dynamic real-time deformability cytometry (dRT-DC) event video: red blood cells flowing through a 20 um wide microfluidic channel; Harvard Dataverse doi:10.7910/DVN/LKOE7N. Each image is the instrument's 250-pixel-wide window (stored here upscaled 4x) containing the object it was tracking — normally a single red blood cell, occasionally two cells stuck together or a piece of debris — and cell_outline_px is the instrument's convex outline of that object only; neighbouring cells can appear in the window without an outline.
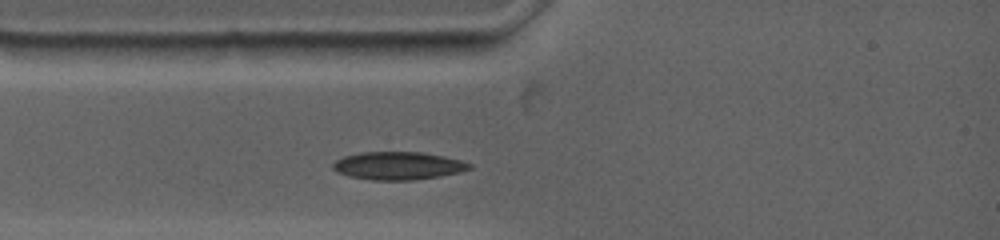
{"species": "common noctule bat (a hibernating species)", "species_latin": "Nyctalus noctula", "temperature_condition": "warm", "stored_images_in_passage": 41, "camera_frame_rate_fps": 4500, "um_per_image_px": 0.085, "animal": {"sex": "female", "body_mass_g": 19.0, "forearm_length_mm": 53.3}, "frame": {"image": 1, "passage_image": 1, "time_ms": 0.0, "image_size_px": [1000, 240], "cell_outline_px": [[472, 168], [460, 172], [440, 176], [412, 180], [372, 180], [348, 176], [336, 172], [332, 168], [332, 164], [336, 160], [344, 156], [360, 152], [420, 152], [444, 156], [460, 160], [472, 164]], "centroid_in_image_um": [33.82, 14.09], "position_along_channel_um": 51.2, "area_um2": 22.25}}
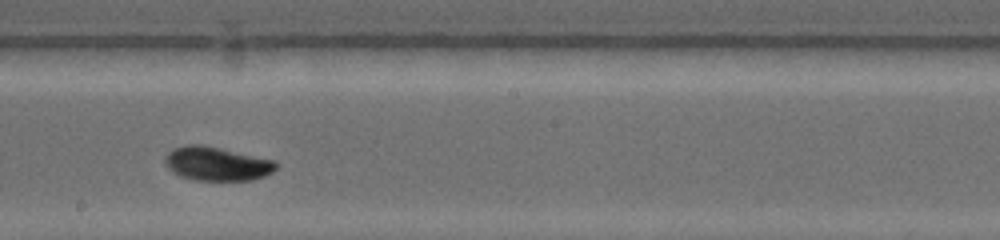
{"frame": {"image": 2, "passage_image": 18, "time_ms": 4.889, "image_size_px": [1000, 240], "cell_outline_px": [[280, 164], [272, 172], [264, 176], [252, 180], [196, 180], [180, 176], [172, 172], [164, 164], [164, 156], [172, 148], [184, 144], [204, 144], [276, 160]], "centroid_in_image_um": [18.42, 13.9], "position_along_channel_um": 229.8, "area_um2": 22.37}}
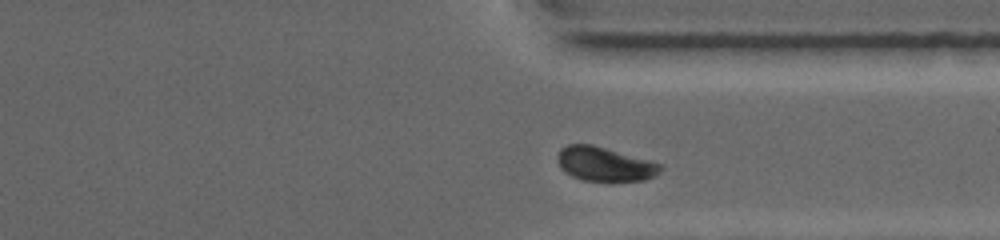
{"frame": {"image": 3, "passage_image": 35, "time_ms": 8.444, "image_size_px": [1000, 240], "cell_outline_px": [[664, 168], [656, 176], [644, 180], [584, 180], [572, 176], [564, 172], [560, 168], [556, 160], [556, 156], [560, 148], [568, 144], [592, 144], [664, 164]], "centroid_in_image_um": [51.39, 13.93], "position_along_channel_um": 360.0, "area_um2": 20.63}}